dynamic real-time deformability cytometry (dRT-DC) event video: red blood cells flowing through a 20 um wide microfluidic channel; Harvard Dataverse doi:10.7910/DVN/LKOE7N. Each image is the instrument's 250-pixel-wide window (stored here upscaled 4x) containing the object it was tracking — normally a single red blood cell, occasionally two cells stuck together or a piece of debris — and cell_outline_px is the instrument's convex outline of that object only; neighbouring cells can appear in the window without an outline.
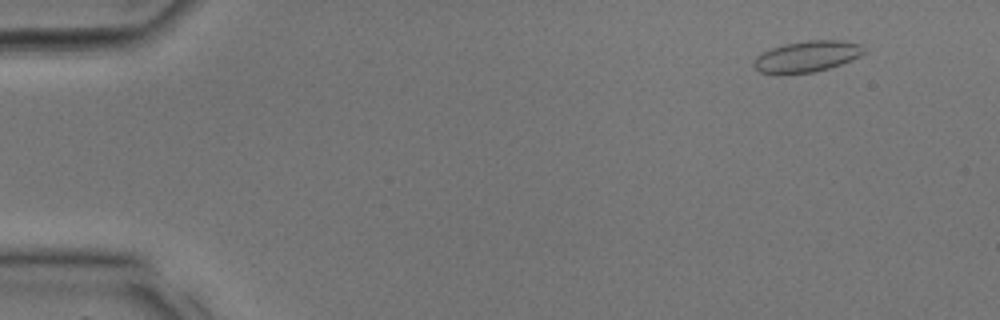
{"species": "common noctule bat (a hibernating species)", "species_latin": "Nyctalus noctula", "temperature_condition": "room temperature", "stored_images_in_passage": 25, "camera_frame_rate_fps": 3000, "um_per_image_px": 0.085, "animal": {"sex": "male", "body_mass_g": 17.9, "forearm_length_mm": 54.2}, "frame": {"image": 1, "passage_image": 1, "time_ms": 0.0, "image_size_px": [1000, 320], "cell_outline_px": [[864, 52], [860, 56], [852, 60], [816, 72], [784, 76], [776, 76], [760, 72], [752, 64], [756, 56], [772, 48], [784, 44], [808, 40], [840, 40], [860, 44]], "centroid_in_image_um": [68.53, 4.84], "position_along_channel_um": 16.5, "area_um2": 20.35}}
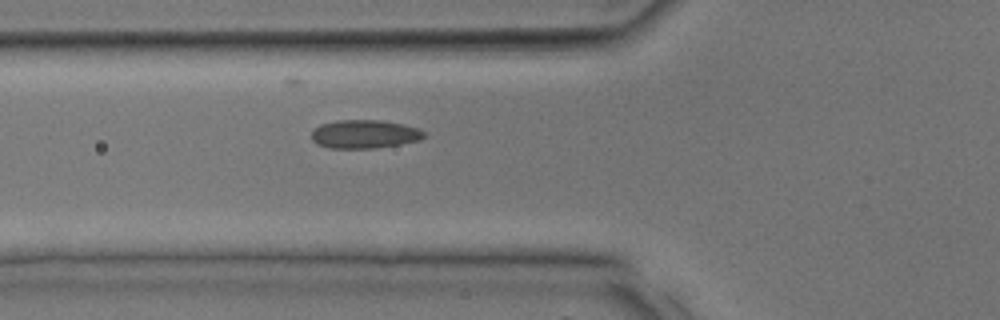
{"frame": {"image": 2, "passage_image": 10, "time_ms": 3.0, "image_size_px": [1000, 320], "cell_outline_px": [[424, 136], [420, 140], [400, 144], [376, 148], [328, 148], [316, 144], [312, 140], [312, 132], [320, 124], [336, 120], [380, 120], [404, 124], [420, 128], [424, 132]], "centroid_in_image_um": [30.98, 11.4], "position_along_channel_um": 94.8, "area_um2": 18.79}}
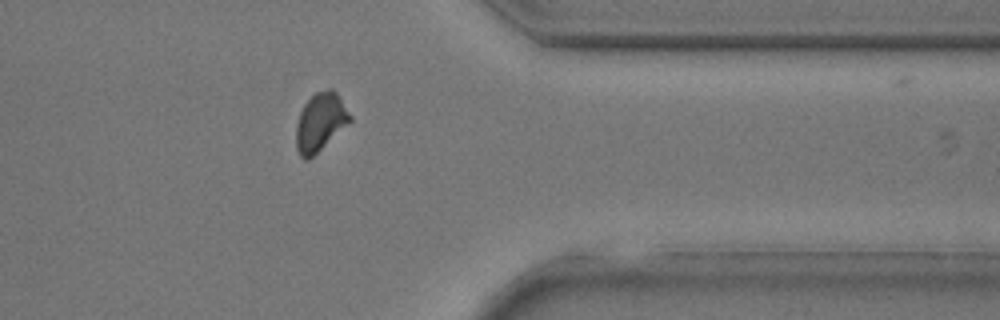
{"frame": {"image": 3, "passage_image": 24, "time_ms": 7.667, "image_size_px": [1000, 320], "cell_outline_px": [[352, 120], [308, 160], [304, 160], [300, 156], [296, 148], [296, 124], [300, 112], [304, 104], [316, 92], [328, 88], [332, 88], [336, 92], [352, 116]], "centroid_in_image_um": [27.21, 10.37], "position_along_channel_um": 384.2, "area_um2": 18.09}}